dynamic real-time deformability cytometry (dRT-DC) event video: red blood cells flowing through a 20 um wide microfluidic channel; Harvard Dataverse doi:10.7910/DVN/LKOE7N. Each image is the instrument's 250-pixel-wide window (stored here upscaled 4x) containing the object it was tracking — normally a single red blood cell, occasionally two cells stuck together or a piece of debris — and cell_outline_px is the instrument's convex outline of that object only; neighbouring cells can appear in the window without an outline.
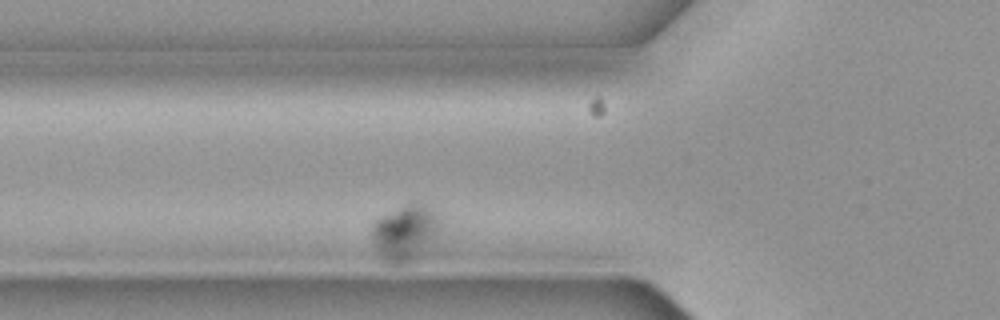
{"species": "common noctule bat (a hibernating species)", "species_latin": "Nyctalus noctula", "temperature_condition": "cold", "stored_images_in_passage": 2, "camera_frame_rate_fps": 3000, "um_per_image_px": 0.085, "animal": {"sex": "female", "body_mass_g": 19.3, "forearm_length_mm": 54.1}, "frame": {"image": 1, "passage_image": 2, "time_ms": 0.333, "image_size_px": [1000, 320], "cell_outline_px": [[444, 224], [440, 232], [424, 256], [416, 264], [380, 264], [372, 240], [372, 224], [380, 216], [408, 204], [432, 204], [440, 212], [444, 220]], "centroid_in_image_um": [34.54, 19.85], "position_along_channel_um": 91.3, "area_um2": 24.22}}